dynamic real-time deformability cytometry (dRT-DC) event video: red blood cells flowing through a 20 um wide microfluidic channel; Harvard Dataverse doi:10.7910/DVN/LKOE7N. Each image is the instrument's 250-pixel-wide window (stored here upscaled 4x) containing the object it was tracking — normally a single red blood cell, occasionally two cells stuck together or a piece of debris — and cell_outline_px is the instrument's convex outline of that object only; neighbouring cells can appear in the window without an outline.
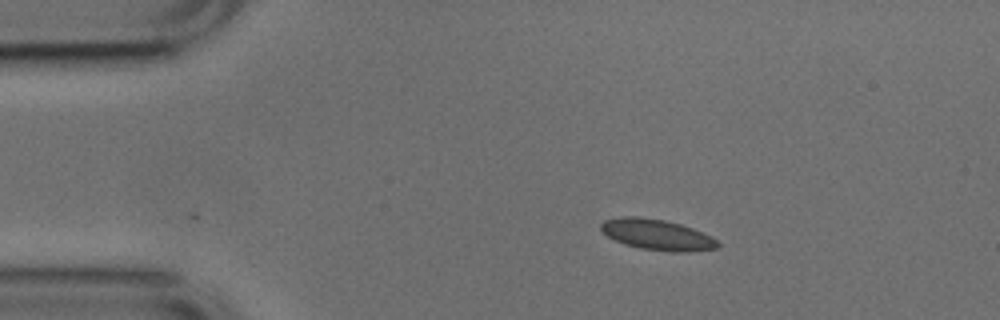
{"species": "common noctule bat (a hibernating species)", "species_latin": "Nyctalus noctula", "temperature_condition": "cold", "stored_images_in_passage": 2, "camera_frame_rate_fps": 3000, "um_per_image_px": 0.085, "animal": {"sex": "male", "body_mass_g": 17.9, "forearm_length_mm": 54.2}, "frame": {"image": 1, "passage_image": 2, "time_ms": 0.333, "image_size_px": [1000, 320], "cell_outline_px": [[720, 244], [716, 248], [684, 252], [676, 252], [640, 248], [624, 244], [608, 236], [600, 228], [600, 224], [604, 220], [620, 216], [636, 216], [664, 220], [680, 224], [692, 228], [712, 236]], "centroid_in_image_um": [55.84, 19.93], "position_along_channel_um": 29.2, "area_um2": 20.75}}